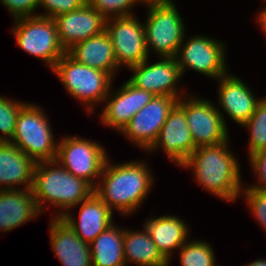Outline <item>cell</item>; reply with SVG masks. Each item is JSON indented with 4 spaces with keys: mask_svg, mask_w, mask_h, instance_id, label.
<instances>
[{
    "mask_svg": "<svg viewBox=\"0 0 266 266\" xmlns=\"http://www.w3.org/2000/svg\"><path fill=\"white\" fill-rule=\"evenodd\" d=\"M12 32L22 50L45 61L51 70L66 53L53 18L37 15L15 19Z\"/></svg>",
    "mask_w": 266,
    "mask_h": 266,
    "instance_id": "cell-7",
    "label": "cell"
},
{
    "mask_svg": "<svg viewBox=\"0 0 266 266\" xmlns=\"http://www.w3.org/2000/svg\"><path fill=\"white\" fill-rule=\"evenodd\" d=\"M66 53L78 63L102 70L112 78L119 68L106 31L74 44Z\"/></svg>",
    "mask_w": 266,
    "mask_h": 266,
    "instance_id": "cell-22",
    "label": "cell"
},
{
    "mask_svg": "<svg viewBox=\"0 0 266 266\" xmlns=\"http://www.w3.org/2000/svg\"><path fill=\"white\" fill-rule=\"evenodd\" d=\"M178 99L171 96H154L121 131L133 144L148 150L158 137L170 110Z\"/></svg>",
    "mask_w": 266,
    "mask_h": 266,
    "instance_id": "cell-12",
    "label": "cell"
},
{
    "mask_svg": "<svg viewBox=\"0 0 266 266\" xmlns=\"http://www.w3.org/2000/svg\"><path fill=\"white\" fill-rule=\"evenodd\" d=\"M72 97L87 105L93 113L94 104L105 101L113 78L106 72L78 63L65 53L51 70Z\"/></svg>",
    "mask_w": 266,
    "mask_h": 266,
    "instance_id": "cell-4",
    "label": "cell"
},
{
    "mask_svg": "<svg viewBox=\"0 0 266 266\" xmlns=\"http://www.w3.org/2000/svg\"><path fill=\"white\" fill-rule=\"evenodd\" d=\"M243 195L249 205V209L254 214L253 216L257 219L261 227L266 230V192H262L250 187L245 190L242 189Z\"/></svg>",
    "mask_w": 266,
    "mask_h": 266,
    "instance_id": "cell-31",
    "label": "cell"
},
{
    "mask_svg": "<svg viewBox=\"0 0 266 266\" xmlns=\"http://www.w3.org/2000/svg\"><path fill=\"white\" fill-rule=\"evenodd\" d=\"M146 227L158 251L169 262L174 249H180L187 241L188 225L182 219L172 215L150 218Z\"/></svg>",
    "mask_w": 266,
    "mask_h": 266,
    "instance_id": "cell-23",
    "label": "cell"
},
{
    "mask_svg": "<svg viewBox=\"0 0 266 266\" xmlns=\"http://www.w3.org/2000/svg\"><path fill=\"white\" fill-rule=\"evenodd\" d=\"M125 230L113 223L90 244L92 266H125L123 242Z\"/></svg>",
    "mask_w": 266,
    "mask_h": 266,
    "instance_id": "cell-24",
    "label": "cell"
},
{
    "mask_svg": "<svg viewBox=\"0 0 266 266\" xmlns=\"http://www.w3.org/2000/svg\"><path fill=\"white\" fill-rule=\"evenodd\" d=\"M187 40L186 42L182 41L175 57L182 75L187 68L215 80L228 73L224 55L226 50L223 43L203 35Z\"/></svg>",
    "mask_w": 266,
    "mask_h": 266,
    "instance_id": "cell-11",
    "label": "cell"
},
{
    "mask_svg": "<svg viewBox=\"0 0 266 266\" xmlns=\"http://www.w3.org/2000/svg\"><path fill=\"white\" fill-rule=\"evenodd\" d=\"M36 162L10 142H0V184L2 189H31ZM5 187V188H4Z\"/></svg>",
    "mask_w": 266,
    "mask_h": 266,
    "instance_id": "cell-20",
    "label": "cell"
},
{
    "mask_svg": "<svg viewBox=\"0 0 266 266\" xmlns=\"http://www.w3.org/2000/svg\"><path fill=\"white\" fill-rule=\"evenodd\" d=\"M25 104L0 96V133H3L0 142H10L13 138L18 114Z\"/></svg>",
    "mask_w": 266,
    "mask_h": 266,
    "instance_id": "cell-28",
    "label": "cell"
},
{
    "mask_svg": "<svg viewBox=\"0 0 266 266\" xmlns=\"http://www.w3.org/2000/svg\"><path fill=\"white\" fill-rule=\"evenodd\" d=\"M247 266H266V260L258 259V260L254 261V262H251Z\"/></svg>",
    "mask_w": 266,
    "mask_h": 266,
    "instance_id": "cell-35",
    "label": "cell"
},
{
    "mask_svg": "<svg viewBox=\"0 0 266 266\" xmlns=\"http://www.w3.org/2000/svg\"><path fill=\"white\" fill-rule=\"evenodd\" d=\"M158 147L180 167L196 149L185 111L178 103L170 110L157 139L148 151L153 152Z\"/></svg>",
    "mask_w": 266,
    "mask_h": 266,
    "instance_id": "cell-14",
    "label": "cell"
},
{
    "mask_svg": "<svg viewBox=\"0 0 266 266\" xmlns=\"http://www.w3.org/2000/svg\"><path fill=\"white\" fill-rule=\"evenodd\" d=\"M31 189L40 212L46 202L63 209L64 212L60 209L53 217H62L69 208L78 206L94 193L89 182L67 172L56 160L36 163Z\"/></svg>",
    "mask_w": 266,
    "mask_h": 266,
    "instance_id": "cell-3",
    "label": "cell"
},
{
    "mask_svg": "<svg viewBox=\"0 0 266 266\" xmlns=\"http://www.w3.org/2000/svg\"><path fill=\"white\" fill-rule=\"evenodd\" d=\"M111 88L105 97V106L101 115V122L119 132L129 123L132 117L148 104L154 95L146 90L139 89L128 80L111 94Z\"/></svg>",
    "mask_w": 266,
    "mask_h": 266,
    "instance_id": "cell-15",
    "label": "cell"
},
{
    "mask_svg": "<svg viewBox=\"0 0 266 266\" xmlns=\"http://www.w3.org/2000/svg\"><path fill=\"white\" fill-rule=\"evenodd\" d=\"M103 146L80 137H65L58 143L56 161L72 175L85 179L93 187L101 176L107 153Z\"/></svg>",
    "mask_w": 266,
    "mask_h": 266,
    "instance_id": "cell-8",
    "label": "cell"
},
{
    "mask_svg": "<svg viewBox=\"0 0 266 266\" xmlns=\"http://www.w3.org/2000/svg\"><path fill=\"white\" fill-rule=\"evenodd\" d=\"M51 247L63 266H92L89 243L83 242L62 217L50 224Z\"/></svg>",
    "mask_w": 266,
    "mask_h": 266,
    "instance_id": "cell-17",
    "label": "cell"
},
{
    "mask_svg": "<svg viewBox=\"0 0 266 266\" xmlns=\"http://www.w3.org/2000/svg\"><path fill=\"white\" fill-rule=\"evenodd\" d=\"M78 205H81L79 222L72 217L69 211L62 218L83 242L90 244L113 223V211L95 193Z\"/></svg>",
    "mask_w": 266,
    "mask_h": 266,
    "instance_id": "cell-19",
    "label": "cell"
},
{
    "mask_svg": "<svg viewBox=\"0 0 266 266\" xmlns=\"http://www.w3.org/2000/svg\"><path fill=\"white\" fill-rule=\"evenodd\" d=\"M177 103L184 109L195 147L216 145L229 140L228 127L219 108L210 101L181 96Z\"/></svg>",
    "mask_w": 266,
    "mask_h": 266,
    "instance_id": "cell-9",
    "label": "cell"
},
{
    "mask_svg": "<svg viewBox=\"0 0 266 266\" xmlns=\"http://www.w3.org/2000/svg\"><path fill=\"white\" fill-rule=\"evenodd\" d=\"M228 143L197 147L181 166L192 168L196 181L214 196L234 201L242 195L243 185L239 163Z\"/></svg>",
    "mask_w": 266,
    "mask_h": 266,
    "instance_id": "cell-2",
    "label": "cell"
},
{
    "mask_svg": "<svg viewBox=\"0 0 266 266\" xmlns=\"http://www.w3.org/2000/svg\"><path fill=\"white\" fill-rule=\"evenodd\" d=\"M39 214L32 189L0 188V230L8 232Z\"/></svg>",
    "mask_w": 266,
    "mask_h": 266,
    "instance_id": "cell-21",
    "label": "cell"
},
{
    "mask_svg": "<svg viewBox=\"0 0 266 266\" xmlns=\"http://www.w3.org/2000/svg\"><path fill=\"white\" fill-rule=\"evenodd\" d=\"M148 59L130 67L134 72L128 80L135 87L151 92L154 96H171L178 100L180 92L176 88L182 76L176 58L161 57V60L149 64Z\"/></svg>",
    "mask_w": 266,
    "mask_h": 266,
    "instance_id": "cell-13",
    "label": "cell"
},
{
    "mask_svg": "<svg viewBox=\"0 0 266 266\" xmlns=\"http://www.w3.org/2000/svg\"><path fill=\"white\" fill-rule=\"evenodd\" d=\"M0 2L6 9L8 8L14 20L38 15L34 14V11L39 7L40 0H0Z\"/></svg>",
    "mask_w": 266,
    "mask_h": 266,
    "instance_id": "cell-32",
    "label": "cell"
},
{
    "mask_svg": "<svg viewBox=\"0 0 266 266\" xmlns=\"http://www.w3.org/2000/svg\"><path fill=\"white\" fill-rule=\"evenodd\" d=\"M106 160L101 182L94 187V193L113 211L123 215L132 214L151 191L153 177L148 165L142 161L111 164ZM150 190V191H149Z\"/></svg>",
    "mask_w": 266,
    "mask_h": 266,
    "instance_id": "cell-1",
    "label": "cell"
},
{
    "mask_svg": "<svg viewBox=\"0 0 266 266\" xmlns=\"http://www.w3.org/2000/svg\"><path fill=\"white\" fill-rule=\"evenodd\" d=\"M136 16H122L106 20L105 31L109 35L118 67L136 66L149 58L142 22Z\"/></svg>",
    "mask_w": 266,
    "mask_h": 266,
    "instance_id": "cell-10",
    "label": "cell"
},
{
    "mask_svg": "<svg viewBox=\"0 0 266 266\" xmlns=\"http://www.w3.org/2000/svg\"><path fill=\"white\" fill-rule=\"evenodd\" d=\"M258 23L266 35V8H264L258 15Z\"/></svg>",
    "mask_w": 266,
    "mask_h": 266,
    "instance_id": "cell-34",
    "label": "cell"
},
{
    "mask_svg": "<svg viewBox=\"0 0 266 266\" xmlns=\"http://www.w3.org/2000/svg\"><path fill=\"white\" fill-rule=\"evenodd\" d=\"M53 19L57 27L59 41L65 51L74 44L105 31L107 20L88 2L79 9Z\"/></svg>",
    "mask_w": 266,
    "mask_h": 266,
    "instance_id": "cell-16",
    "label": "cell"
},
{
    "mask_svg": "<svg viewBox=\"0 0 266 266\" xmlns=\"http://www.w3.org/2000/svg\"><path fill=\"white\" fill-rule=\"evenodd\" d=\"M148 14L144 26L147 50L159 57L175 58L185 38L183 18L172 0L147 3Z\"/></svg>",
    "mask_w": 266,
    "mask_h": 266,
    "instance_id": "cell-6",
    "label": "cell"
},
{
    "mask_svg": "<svg viewBox=\"0 0 266 266\" xmlns=\"http://www.w3.org/2000/svg\"><path fill=\"white\" fill-rule=\"evenodd\" d=\"M138 1L147 4V3L165 2L168 0H138Z\"/></svg>",
    "mask_w": 266,
    "mask_h": 266,
    "instance_id": "cell-36",
    "label": "cell"
},
{
    "mask_svg": "<svg viewBox=\"0 0 266 266\" xmlns=\"http://www.w3.org/2000/svg\"><path fill=\"white\" fill-rule=\"evenodd\" d=\"M106 19L131 16L130 10L138 0H87ZM131 8V9H130Z\"/></svg>",
    "mask_w": 266,
    "mask_h": 266,
    "instance_id": "cell-29",
    "label": "cell"
},
{
    "mask_svg": "<svg viewBox=\"0 0 266 266\" xmlns=\"http://www.w3.org/2000/svg\"><path fill=\"white\" fill-rule=\"evenodd\" d=\"M87 3V0H40L39 6L45 8L47 13L38 16L54 18L79 9Z\"/></svg>",
    "mask_w": 266,
    "mask_h": 266,
    "instance_id": "cell-30",
    "label": "cell"
},
{
    "mask_svg": "<svg viewBox=\"0 0 266 266\" xmlns=\"http://www.w3.org/2000/svg\"><path fill=\"white\" fill-rule=\"evenodd\" d=\"M123 251L125 263L139 266H167L168 262L158 251L146 227L143 231L125 230Z\"/></svg>",
    "mask_w": 266,
    "mask_h": 266,
    "instance_id": "cell-25",
    "label": "cell"
},
{
    "mask_svg": "<svg viewBox=\"0 0 266 266\" xmlns=\"http://www.w3.org/2000/svg\"><path fill=\"white\" fill-rule=\"evenodd\" d=\"M218 99L223 110L242 126L256 110L260 99L251 92L240 78L225 74L219 78Z\"/></svg>",
    "mask_w": 266,
    "mask_h": 266,
    "instance_id": "cell-18",
    "label": "cell"
},
{
    "mask_svg": "<svg viewBox=\"0 0 266 266\" xmlns=\"http://www.w3.org/2000/svg\"><path fill=\"white\" fill-rule=\"evenodd\" d=\"M47 116L38 106L25 104L17 117L14 144L36 163L56 160L58 141L54 140Z\"/></svg>",
    "mask_w": 266,
    "mask_h": 266,
    "instance_id": "cell-5",
    "label": "cell"
},
{
    "mask_svg": "<svg viewBox=\"0 0 266 266\" xmlns=\"http://www.w3.org/2000/svg\"><path fill=\"white\" fill-rule=\"evenodd\" d=\"M248 159L260 182L258 185H251L248 187L266 192V150L253 153Z\"/></svg>",
    "mask_w": 266,
    "mask_h": 266,
    "instance_id": "cell-33",
    "label": "cell"
},
{
    "mask_svg": "<svg viewBox=\"0 0 266 266\" xmlns=\"http://www.w3.org/2000/svg\"><path fill=\"white\" fill-rule=\"evenodd\" d=\"M242 126L250 131L248 155L266 150V97L259 101L254 113Z\"/></svg>",
    "mask_w": 266,
    "mask_h": 266,
    "instance_id": "cell-26",
    "label": "cell"
},
{
    "mask_svg": "<svg viewBox=\"0 0 266 266\" xmlns=\"http://www.w3.org/2000/svg\"><path fill=\"white\" fill-rule=\"evenodd\" d=\"M213 247L202 241L186 242L180 249L182 266H216Z\"/></svg>",
    "mask_w": 266,
    "mask_h": 266,
    "instance_id": "cell-27",
    "label": "cell"
}]
</instances>
